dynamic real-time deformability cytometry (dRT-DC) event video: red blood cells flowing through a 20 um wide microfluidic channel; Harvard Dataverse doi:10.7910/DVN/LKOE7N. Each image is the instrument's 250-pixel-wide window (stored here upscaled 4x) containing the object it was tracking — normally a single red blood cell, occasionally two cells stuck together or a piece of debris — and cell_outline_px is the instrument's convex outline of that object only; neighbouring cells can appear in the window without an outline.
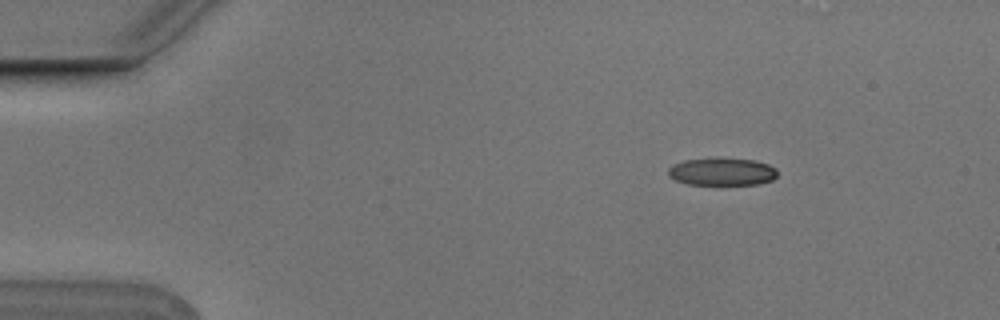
{"species": "Egyptian fruit bat (a non-hibernating species)", "species_latin": "Rousettus aegyptiacus", "temperature_condition": "cold", "stored_images_in_passage": 6, "camera_frame_rate_fps": 3000, "um_per_image_px": 0.085, "animal": {"sex": "male"}, "frame": {"image": 1, "passage_image": 3, "time_ms": 0.667, "image_size_px": [1000, 320], "cell_outline_px": [[776, 176], [772, 180], [756, 184], [688, 184], [676, 180], [668, 176], [668, 168], [672, 164], [684, 160], [716, 156], [752, 160], [768, 164], [776, 168]], "centroid_in_image_um": [61.33, 14.56], "position_along_channel_um": 23.7, "area_um2": 17.86}}